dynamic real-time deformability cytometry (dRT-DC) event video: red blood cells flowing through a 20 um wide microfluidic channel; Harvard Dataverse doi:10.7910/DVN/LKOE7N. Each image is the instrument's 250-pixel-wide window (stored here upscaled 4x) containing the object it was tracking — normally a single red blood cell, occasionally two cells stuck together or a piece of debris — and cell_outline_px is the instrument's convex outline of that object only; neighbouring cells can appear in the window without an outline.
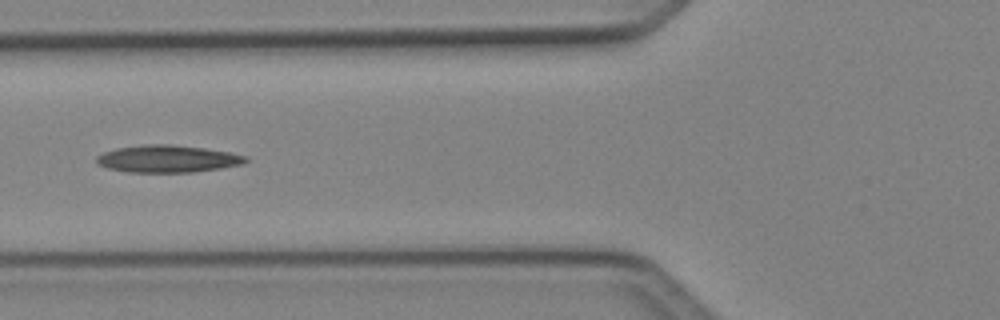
{"species": "Egyptian fruit bat (a non-hibernating species)", "species_latin": "Rousettus aegyptiacus", "temperature_condition": "cold", "stored_images_in_passage": 6, "camera_frame_rate_fps": 3000, "um_per_image_px": 0.085, "animal": {"sex": "female"}, "frame": {"image": 1, "passage_image": 5, "time_ms": 1.333, "image_size_px": [1000, 320], "cell_outline_px": [[248, 160], [244, 164], [220, 168], [192, 172], [128, 172], [108, 168], [100, 164], [96, 160], [96, 156], [104, 152], [116, 148], [144, 144], [172, 144], [204, 148], [228, 152], [248, 156]], "centroid_in_image_um": [14.26, 13.49], "position_along_channel_um": 111.5, "area_um2": 23.64}}
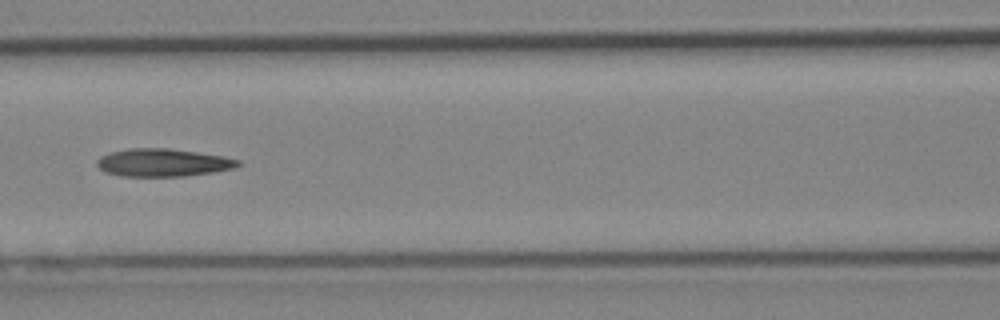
{"frame": {"image": 2, "passage_image": 6, "time_ms": 1.667, "image_size_px": [1000, 320], "cell_outline_px": [[244, 164], [236, 168], [212, 172], [184, 176], [120, 176], [104, 172], [96, 164], [96, 160], [100, 156], [112, 152], [128, 148], [168, 148], [224, 156], [240, 160]], "centroid_in_image_um": [13.87, 13.82], "position_along_channel_um": 152.7, "area_um2": 23.0}}